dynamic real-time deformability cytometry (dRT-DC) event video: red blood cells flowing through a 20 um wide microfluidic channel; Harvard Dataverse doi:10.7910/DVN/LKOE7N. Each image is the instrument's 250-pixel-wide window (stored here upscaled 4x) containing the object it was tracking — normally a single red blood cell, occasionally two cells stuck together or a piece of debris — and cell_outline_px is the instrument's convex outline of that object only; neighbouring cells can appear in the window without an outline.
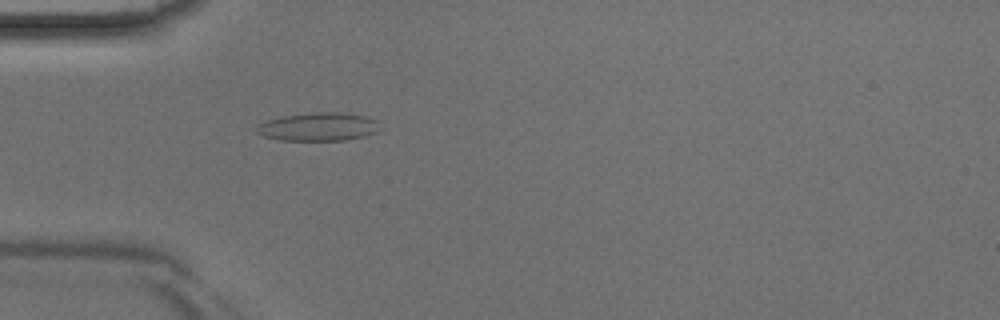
{"species": "Egyptian fruit bat (a non-hibernating species)", "species_latin": "Rousettus aegyptiacus", "temperature_condition": "room temperature", "stored_images_in_passage": 38, "camera_frame_rate_fps": 3000, "um_per_image_px": 0.085, "animal": {"sex": "male"}, "frame": {"image": 1, "passage_image": 7, "time_ms": 2.0, "image_size_px": [1000, 320], "cell_outline_px": [[376, 132], [364, 136], [344, 140], [280, 140], [264, 136], [256, 132], [256, 124], [268, 120], [284, 116], [312, 112], [340, 112], [364, 116], [376, 120]], "centroid_in_image_um": [27.0, 10.77], "position_along_channel_um": 58.0, "area_um2": 20.06}}
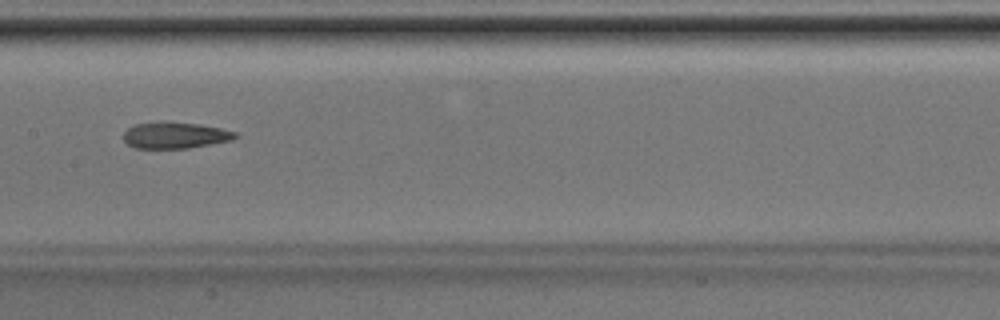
{"frame": {"image": 2, "passage_image": 16, "time_ms": 5.0, "image_size_px": [1000, 320], "cell_outline_px": [[240, 136], [232, 140], [188, 148], [136, 148], [128, 144], [124, 140], [124, 132], [128, 128], [136, 124], [200, 124], [220, 128], [236, 132]], "centroid_in_image_um": [14.94, 11.54], "position_along_channel_um": 192.5, "area_um2": 16.42}}
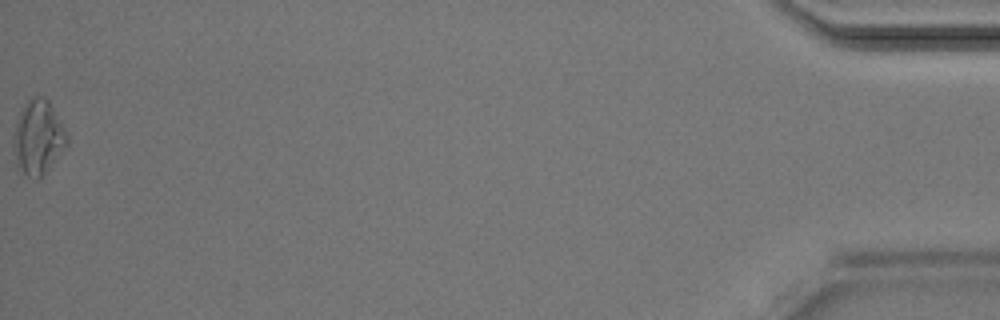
{"frame": {"image": 3, "passage_image": 38, "time_ms": 12.333, "image_size_px": [1000, 320], "cell_outline_px": [[68, 144], [48, 168], [36, 180], [28, 176], [16, 164], [12, 148], [12, 136], [20, 112], [28, 96], [44, 96], [48, 100], [64, 128], [68, 136]], "centroid_in_image_um": [3.21, 11.64], "position_along_channel_um": 432.0, "area_um2": 23.06}}